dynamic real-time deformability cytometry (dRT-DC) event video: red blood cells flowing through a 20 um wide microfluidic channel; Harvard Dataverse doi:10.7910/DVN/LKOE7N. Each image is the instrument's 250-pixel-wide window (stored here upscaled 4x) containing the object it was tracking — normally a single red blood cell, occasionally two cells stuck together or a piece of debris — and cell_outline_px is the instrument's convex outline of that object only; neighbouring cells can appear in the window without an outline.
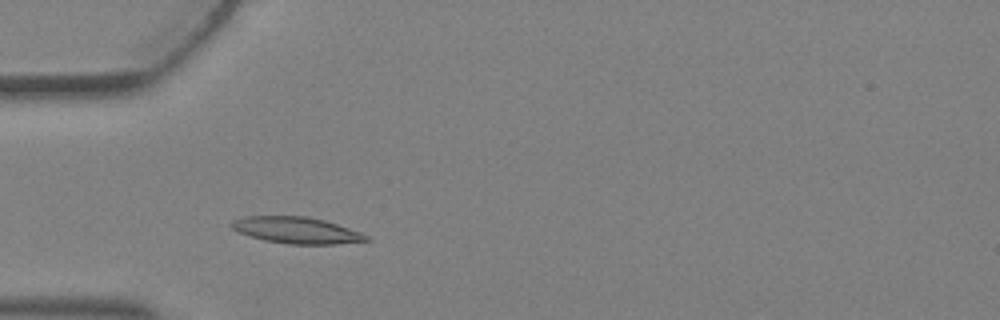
{"species": "Egyptian fruit bat (a non-hibernating species)", "species_latin": "Rousettus aegyptiacus", "temperature_condition": "warm", "stored_images_in_passage": 3, "camera_frame_rate_fps": 3000, "um_per_image_px": 0.085, "animal": {"sex": "female"}, "frame": {"image": 1, "passage_image": 2, "time_ms": 0.333, "image_size_px": [1000, 320], "cell_outline_px": [[372, 240], [336, 244], [288, 244], [264, 240], [240, 232], [232, 228], [232, 220], [244, 216], [304, 216], [324, 220], [360, 232], [368, 236]], "centroid_in_image_um": [25.22, 19.57], "position_along_channel_um": 59.8, "area_um2": 20.52}}
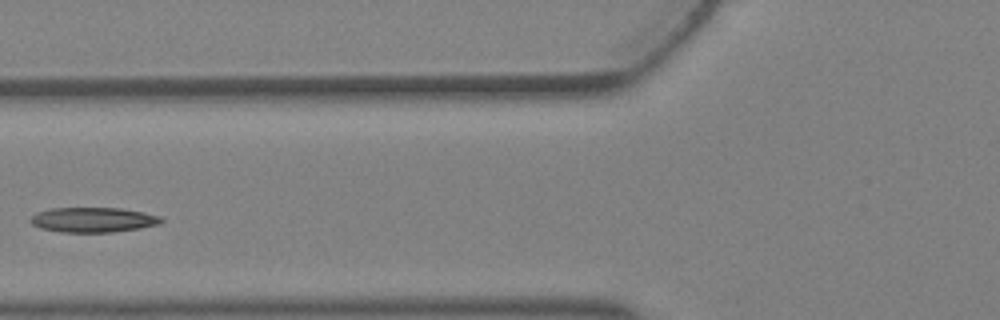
{"frame": {"image": 2, "passage_image": 3, "time_ms": 0.667, "image_size_px": [1000, 320], "cell_outline_px": [[164, 220], [160, 224], [140, 228], [112, 232], [60, 232], [40, 228], [32, 224], [28, 220], [32, 216], [40, 212], [52, 208], [120, 208], [144, 212], [160, 216]], "centroid_in_image_um": [7.94, 18.68], "position_along_channel_um": 117.9, "area_um2": 18.96}}